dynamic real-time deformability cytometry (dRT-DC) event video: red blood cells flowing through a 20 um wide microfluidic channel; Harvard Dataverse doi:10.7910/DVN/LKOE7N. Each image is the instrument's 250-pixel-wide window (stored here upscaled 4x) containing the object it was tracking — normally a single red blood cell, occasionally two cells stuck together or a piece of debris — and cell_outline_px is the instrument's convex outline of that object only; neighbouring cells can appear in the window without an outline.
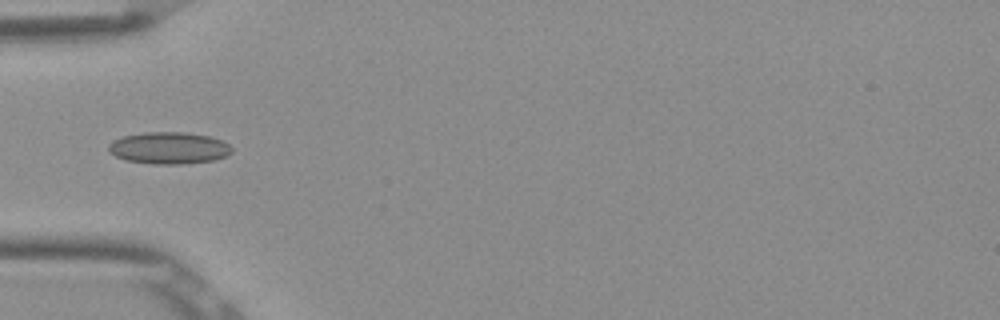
{"species": "Egyptian fruit bat (a non-hibernating species)", "species_latin": "Rousettus aegyptiacus", "temperature_condition": "room temperature", "stored_images_in_passage": 5, "camera_frame_rate_fps": 3000, "um_per_image_px": 0.085, "frame": {"image": 1, "passage_image": 4, "time_ms": 1.0, "image_size_px": [1000, 320], "cell_outline_px": [[232, 152], [224, 156], [212, 160], [184, 164], [152, 164], [124, 160], [108, 152], [108, 144], [112, 140], [124, 136], [144, 132], [184, 132], [208, 136], [220, 140], [228, 144], [232, 148]], "centroid_in_image_um": [14.3, 12.58], "position_along_channel_um": 70.7, "area_um2": 22.89}}
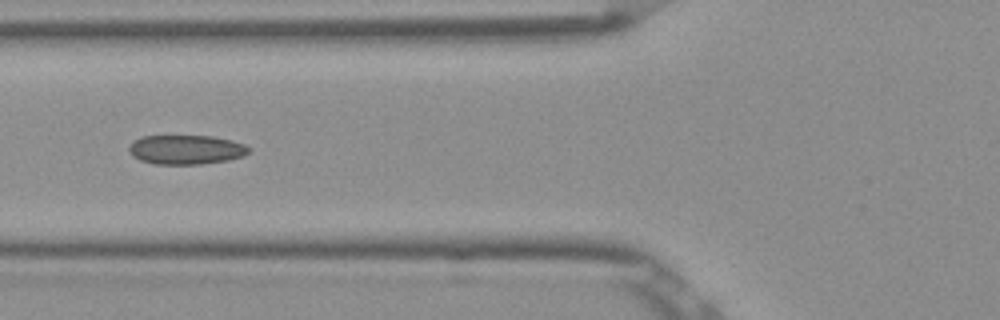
{"frame": {"image": 2, "passage_image": 5, "time_ms": 1.333, "image_size_px": [1000, 320], "cell_outline_px": [[252, 148], [244, 156], [228, 160], [200, 164], [152, 164], [140, 160], [132, 156], [128, 148], [140, 136], [212, 136], [232, 140], [244, 144]], "centroid_in_image_um": [15.84, 12.72], "position_along_channel_um": 110.0, "area_um2": 20.52}}